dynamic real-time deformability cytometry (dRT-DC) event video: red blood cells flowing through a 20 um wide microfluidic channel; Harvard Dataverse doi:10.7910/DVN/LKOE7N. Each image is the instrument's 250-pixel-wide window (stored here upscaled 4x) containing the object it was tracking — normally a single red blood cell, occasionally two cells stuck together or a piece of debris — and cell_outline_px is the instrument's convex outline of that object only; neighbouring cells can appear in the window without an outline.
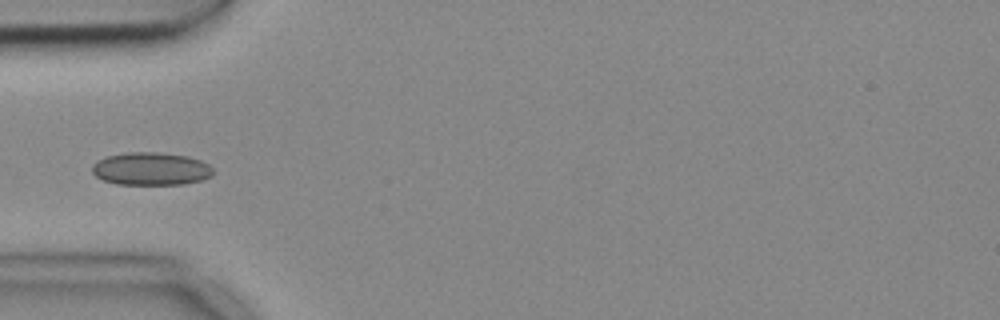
{"species": "common noctule bat (a hibernating species)", "species_latin": "Nyctalus noctula", "temperature_condition": "cold", "stored_images_in_passage": 7, "camera_frame_rate_fps": 3000, "um_per_image_px": 0.085, "animal": {"sex": "female", "body_mass_g": 18.4}, "frame": {"image": 1, "passage_image": 2, "time_ms": 0.333, "image_size_px": [1000, 320], "cell_outline_px": [[216, 172], [212, 176], [200, 180], [184, 184], [116, 184], [104, 180], [96, 176], [92, 172], [92, 164], [96, 160], [108, 156], [128, 152], [156, 152], [188, 156], [200, 160], [208, 164]], "centroid_in_image_um": [12.84, 14.34], "position_along_channel_um": 72.2, "area_um2": 23.24}}
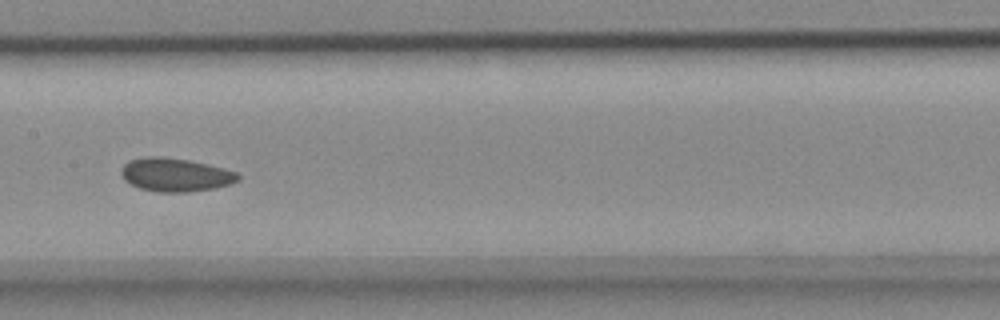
{"frame": {"image": 2, "passage_image": 5, "time_ms": 1.333, "image_size_px": [1000, 320], "cell_outline_px": [[240, 180], [228, 184], [212, 188], [188, 192], [160, 192], [140, 188], [124, 180], [120, 172], [124, 164], [128, 160], [148, 156], [160, 156], [188, 160], [208, 164], [224, 168], [236, 172], [240, 176]], "centroid_in_image_um": [14.89, 14.85], "position_along_channel_um": 192.5, "area_um2": 22.66}}
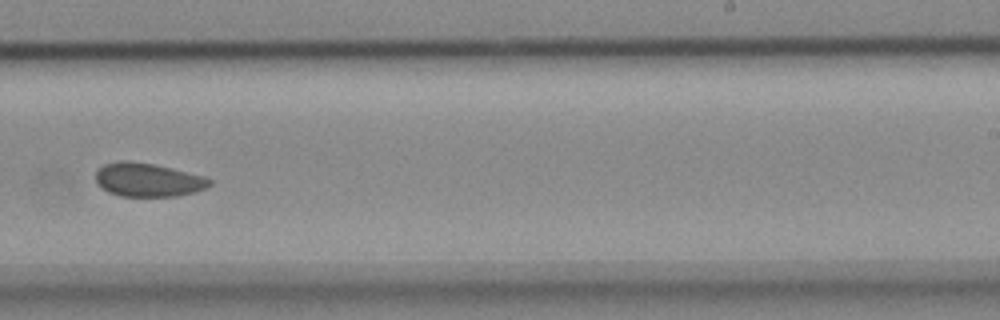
{"frame": {"image": 3, "passage_image": 7, "time_ms": 2.0, "image_size_px": [1000, 320], "cell_outline_px": [[212, 184], [204, 188], [192, 192], [176, 196], [120, 196], [108, 192], [96, 184], [96, 168], [104, 164], [124, 160], [128, 160], [152, 164], [172, 168], [204, 176], [212, 180]], "centroid_in_image_um": [12.53, 15.28], "position_along_channel_um": 276.5, "area_um2": 22.31}}